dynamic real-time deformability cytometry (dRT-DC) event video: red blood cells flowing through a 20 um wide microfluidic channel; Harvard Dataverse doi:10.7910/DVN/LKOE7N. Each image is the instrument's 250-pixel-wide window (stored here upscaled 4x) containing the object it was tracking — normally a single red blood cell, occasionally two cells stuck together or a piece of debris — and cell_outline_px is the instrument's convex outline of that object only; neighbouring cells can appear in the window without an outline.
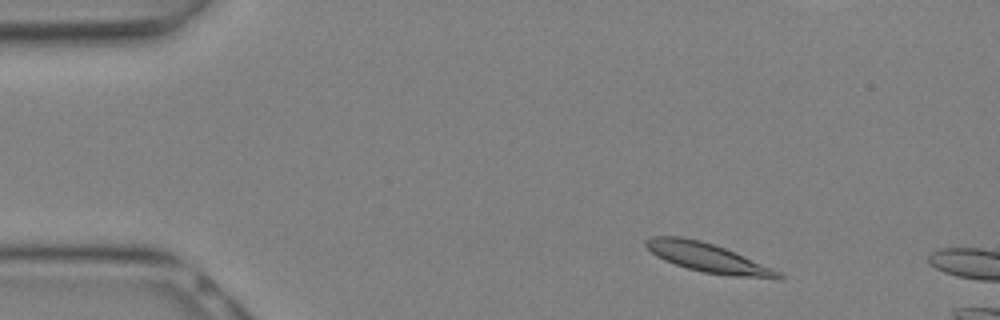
{"species": "Egyptian fruit bat (a non-hibernating species)", "species_latin": "Rousettus aegyptiacus", "temperature_condition": "warm", "stored_images_in_passage": 6, "camera_frame_rate_fps": 3000, "um_per_image_px": 0.085, "animal": {"sex": "female"}, "frame": {"image": 1, "passage_image": 2, "time_ms": 0.333, "image_size_px": [1000, 320], "cell_outline_px": [[784, 276], [728, 276], [704, 272], [688, 268], [664, 260], [656, 256], [644, 244], [644, 240], [648, 236], [680, 236], [700, 240], [724, 248], [744, 256], [772, 268], [780, 272]], "centroid_in_image_um": [60.0, 21.86], "position_along_channel_um": 25.0, "area_um2": 21.68}}